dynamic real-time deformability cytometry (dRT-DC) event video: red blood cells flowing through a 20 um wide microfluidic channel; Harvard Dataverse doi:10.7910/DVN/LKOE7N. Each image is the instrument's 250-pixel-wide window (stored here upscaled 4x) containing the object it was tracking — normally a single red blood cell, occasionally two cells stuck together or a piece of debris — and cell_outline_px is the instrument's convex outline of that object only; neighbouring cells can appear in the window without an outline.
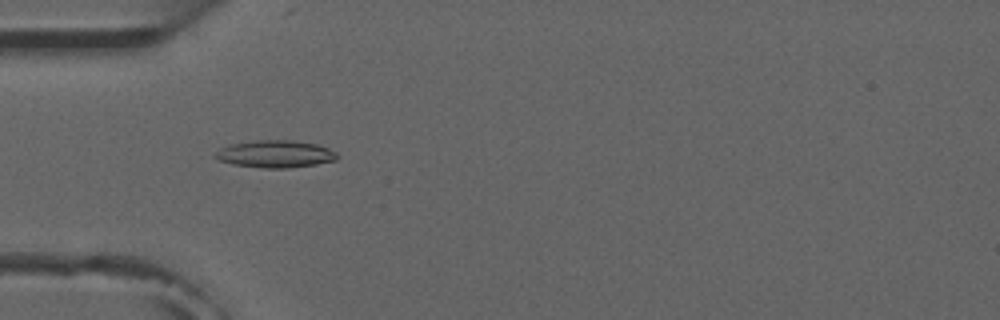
{"species": "common noctule bat (a hibernating species)", "species_latin": "Nyctalus noctula", "temperature_condition": "room temperature", "stored_images_in_passage": 6, "camera_frame_rate_fps": 3000, "um_per_image_px": 0.085, "animal": {"sex": "male", "forearm_length_mm": 52.5}, "frame": {"image": 1, "passage_image": 4, "time_ms": 4.333, "image_size_px": [1000, 320], "cell_outline_px": [[340, 156], [336, 160], [316, 164], [288, 168], [264, 168], [232, 164], [216, 160], [212, 156], [220, 148], [232, 144], [256, 140], [292, 140], [316, 144], [328, 148], [336, 152]], "centroid_in_image_um": [23.39, 13.09], "position_along_channel_um": 61.6, "area_um2": 19.48}}
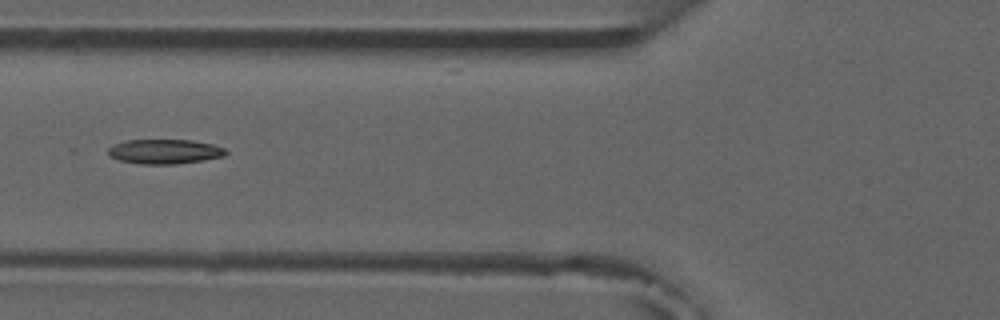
{"frame": {"image": 2, "passage_image": 5, "time_ms": 5.667, "image_size_px": [1000, 320], "cell_outline_px": [[228, 152], [224, 156], [176, 164], [140, 164], [120, 160], [108, 156], [108, 148], [112, 144], [128, 140], [192, 140], [212, 144], [224, 148]], "centroid_in_image_um": [13.96, 12.87], "position_along_channel_um": 111.8, "area_um2": 16.82}}
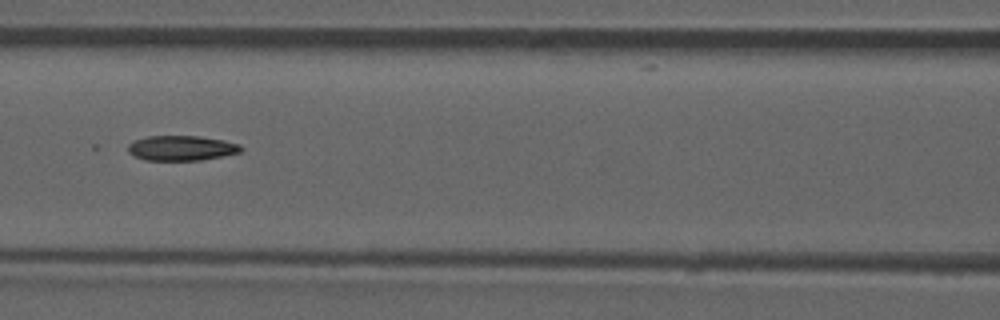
{"frame": {"image": 3, "passage_image": 6, "time_ms": 6.667, "image_size_px": [1000, 320], "cell_outline_px": [[244, 148], [240, 152], [200, 160], [144, 160], [132, 156], [128, 152], [128, 144], [136, 140], [148, 136], [196, 136], [224, 140], [240, 144]], "centroid_in_image_um": [15.4, 12.59], "position_along_channel_um": 151.2, "area_um2": 16.42}}